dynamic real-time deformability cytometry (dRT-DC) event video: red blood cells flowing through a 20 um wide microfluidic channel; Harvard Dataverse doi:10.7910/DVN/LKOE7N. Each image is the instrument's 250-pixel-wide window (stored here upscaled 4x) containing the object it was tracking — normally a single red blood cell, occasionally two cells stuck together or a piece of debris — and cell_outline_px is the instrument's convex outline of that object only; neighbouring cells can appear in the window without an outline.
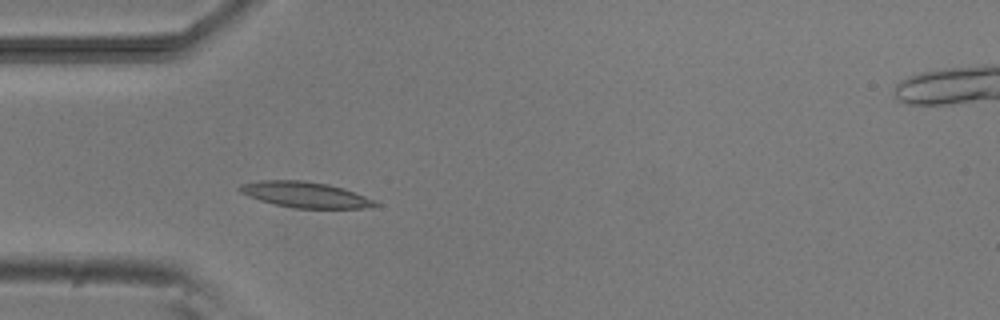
{"species": "common noctule bat (a hibernating species)", "species_latin": "Nyctalus noctula", "temperature_condition": "room temperature", "stored_images_in_passage": 5, "camera_frame_rate_fps": 3000, "um_per_image_px": 0.085, "animal": {"sex": "male", "body_mass_g": 20.5, "forearm_length_mm": 52.5}, "frame": {"image": 1, "passage_image": 4, "time_ms": 3.333, "image_size_px": [1000, 320], "cell_outline_px": [[380, 204], [376, 208], [296, 208], [276, 204], [260, 200], [248, 196], [240, 192], [236, 188], [240, 184], [260, 180], [304, 180], [328, 184], [344, 188], [376, 200]], "centroid_in_image_um": [25.98, 16.54], "position_along_channel_um": 59.0, "area_um2": 20.52}}